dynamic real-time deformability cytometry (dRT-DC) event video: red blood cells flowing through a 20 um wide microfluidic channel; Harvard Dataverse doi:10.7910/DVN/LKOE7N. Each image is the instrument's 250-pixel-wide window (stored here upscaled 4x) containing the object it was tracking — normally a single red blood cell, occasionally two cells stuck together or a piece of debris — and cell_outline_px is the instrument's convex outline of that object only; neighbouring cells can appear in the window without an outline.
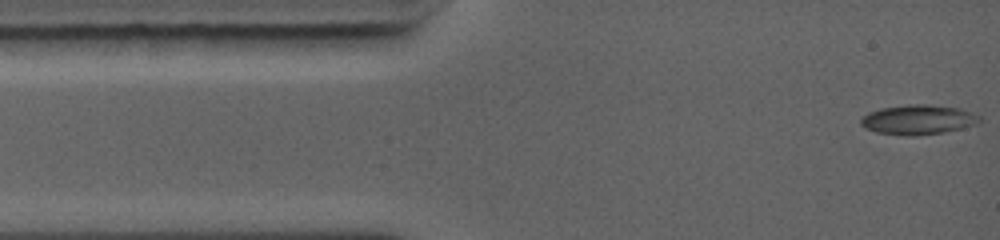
{"species": "common noctule bat (a hibernating species)", "species_latin": "Nyctalus noctula", "temperature_condition": "warm", "stored_images_in_passage": 73, "camera_frame_rate_fps": 5000, "um_per_image_px": 0.085, "animal": {"sex": "female", "body_mass_g": 19.0, "forearm_length_mm": 56.7}, "frame": {"image": 1, "passage_image": 1, "time_ms": 0.0, "image_size_px": [1000, 240], "cell_outline_px": [[980, 120], [972, 124], [960, 128], [944, 132], [916, 136], [904, 136], [876, 132], [864, 128], [860, 124], [860, 120], [868, 112], [880, 108], [908, 104], [924, 104], [960, 108], [980, 116]], "centroid_in_image_um": [77.97, 10.17], "position_along_channel_um": 7.0, "area_um2": 20.46}}
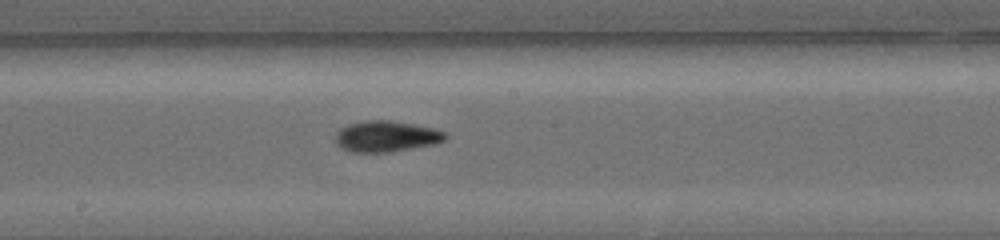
{"frame": {"image": 2, "passage_image": 32, "time_ms": 6.2, "image_size_px": [1000, 240], "cell_outline_px": [[448, 136], [444, 140], [436, 144], [388, 152], [352, 152], [340, 148], [336, 144], [336, 132], [340, 128], [348, 124], [364, 120], [392, 120], [436, 128], [444, 132]], "centroid_in_image_um": [32.83, 11.58], "position_along_channel_um": 215.4, "area_um2": 20.06}}
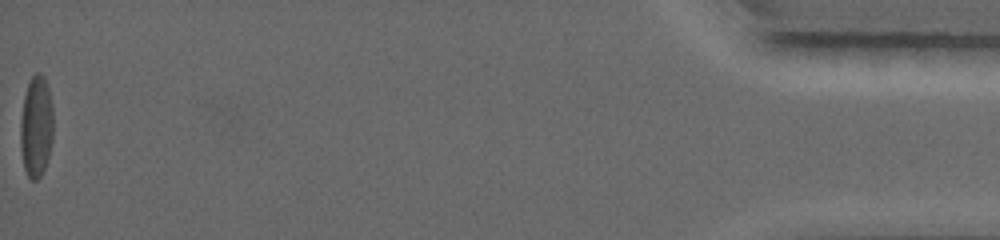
{"frame": {"image": 3, "passage_image": 73, "time_ms": 14.4, "image_size_px": [1000, 240], "cell_outline_px": [[52, 140], [48, 156], [44, 168], [40, 176], [36, 180], [32, 180], [28, 176], [24, 168], [20, 148], [20, 120], [24, 96], [28, 84], [32, 76], [36, 72], [40, 72], [44, 76], [48, 88], [52, 104]], "centroid_in_image_um": [3.06, 10.74], "position_along_channel_um": 432.1, "area_um2": 19.42}, "authors_computed_cell_mechanics": {"area_um2": 18.6694, "velocity_mm_per_s": 4.4515, "shape_relaxation_time_tau1_ms": 2.2744, "shape_relaxation_time_tau2_ms": 10.1004, "deformation_change_tau1": 0.1204, "deformation_change_tau2": 0.2154}}